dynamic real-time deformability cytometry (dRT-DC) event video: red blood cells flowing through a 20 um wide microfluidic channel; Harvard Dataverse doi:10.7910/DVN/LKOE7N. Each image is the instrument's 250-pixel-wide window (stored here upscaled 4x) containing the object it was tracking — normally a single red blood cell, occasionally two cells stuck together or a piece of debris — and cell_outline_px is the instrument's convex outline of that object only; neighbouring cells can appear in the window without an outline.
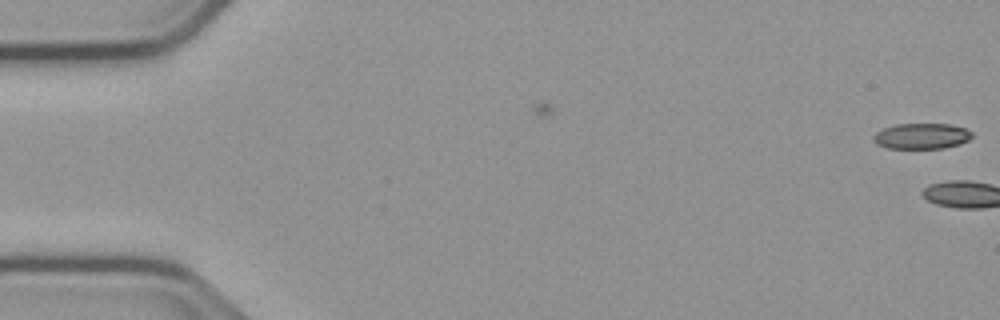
{"species": "common noctule bat (a hibernating species)", "species_latin": "Nyctalus noctula", "temperature_condition": "cold", "stored_images_in_passage": 5, "camera_frame_rate_fps": 3000, "um_per_image_px": 0.085, "animal": {"sex": "male", "body_mass_g": 23.1, "forearm_length_mm": 52.7}, "frame": {"image": 1, "passage_image": 5, "time_ms": 1.333, "image_size_px": [1000, 320], "cell_outline_px": [[972, 136], [968, 140], [960, 144], [944, 148], [888, 148], [876, 144], [872, 140], [872, 136], [876, 132], [884, 128], [896, 124], [948, 124], [964, 128], [972, 132]], "centroid_in_image_um": [78.31, 11.57], "position_along_channel_um": 6.7, "area_um2": 14.74}}